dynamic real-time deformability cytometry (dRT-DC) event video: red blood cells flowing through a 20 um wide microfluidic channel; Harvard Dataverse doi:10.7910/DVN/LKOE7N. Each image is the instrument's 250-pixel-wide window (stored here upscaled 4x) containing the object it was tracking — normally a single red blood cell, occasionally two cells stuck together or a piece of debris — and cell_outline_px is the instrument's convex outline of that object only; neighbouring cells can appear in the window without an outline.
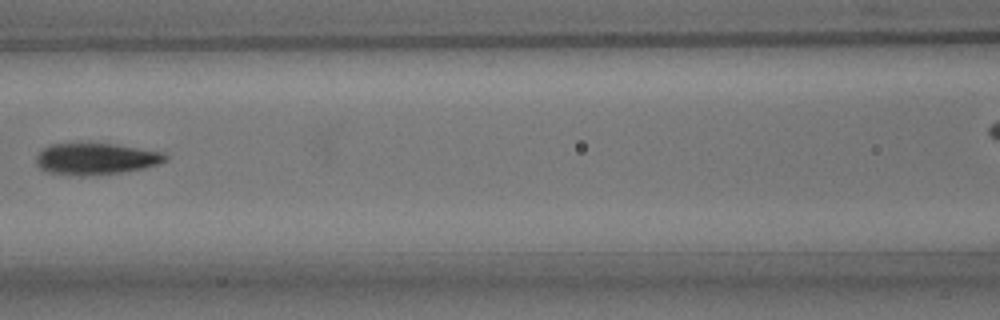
{"species": "common noctule bat (a hibernating species)", "species_latin": "Nyctalus noctula", "temperature_condition": "room temperature", "stored_images_in_passage": 6, "camera_frame_rate_fps": 3000, "um_per_image_px": 0.085, "animal": {"sex": "male", "body_mass_g": 15.6}, "frame": {"image": 1, "passage_image": 6, "time_ms": 6.0, "image_size_px": [1000, 320], "cell_outline_px": [[168, 160], [160, 164], [144, 168], [120, 172], [80, 176], [44, 172], [36, 164], [36, 156], [40, 148], [52, 144], [80, 140], [112, 144], [160, 152], [168, 156]], "centroid_in_image_um": [8.05, 13.46], "position_along_channel_um": 158.6, "area_um2": 24.45}}